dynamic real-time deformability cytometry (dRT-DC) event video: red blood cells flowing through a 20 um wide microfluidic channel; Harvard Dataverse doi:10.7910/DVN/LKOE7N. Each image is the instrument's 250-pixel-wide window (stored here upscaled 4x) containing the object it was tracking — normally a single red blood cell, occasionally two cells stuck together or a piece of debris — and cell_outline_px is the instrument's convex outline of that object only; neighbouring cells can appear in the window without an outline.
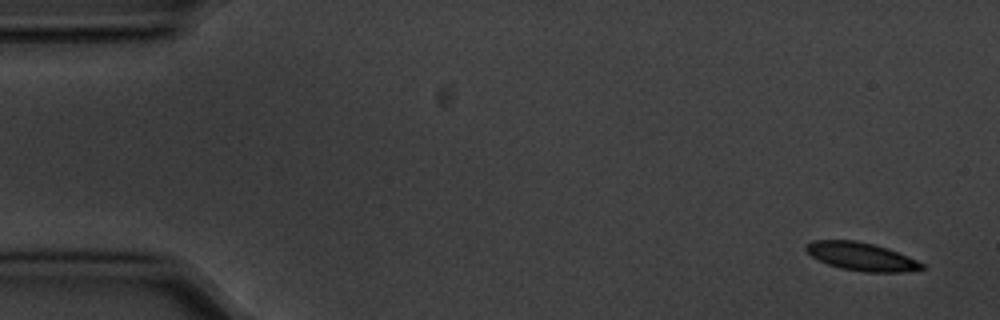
{"species": "common noctule bat (a hibernating species)", "species_latin": "Nyctalus noctula", "temperature_condition": "cold", "stored_images_in_passage": 5, "camera_frame_rate_fps": 3000, "um_per_image_px": 0.085, "animal": {"sex": "male", "body_mass_g": 20.1, "forearm_length_mm": 53.5}, "frame": {"image": 1, "passage_image": 1, "time_ms": 0.0, "image_size_px": [1000, 320], "cell_outline_px": [[924, 268], [900, 272], [864, 272], [840, 268], [828, 264], [812, 256], [804, 248], [812, 240], [856, 240], [888, 248], [908, 256], [924, 264]], "centroid_in_image_um": [73.21, 21.8], "position_along_channel_um": 11.8, "area_um2": 18.79}}
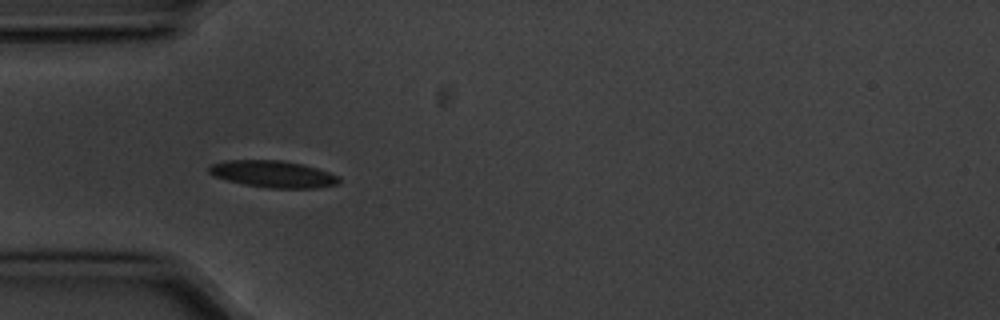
{"frame": {"image": 2, "passage_image": 4, "time_ms": 1.0, "image_size_px": [1000, 320], "cell_outline_px": [[340, 184], [316, 188], [268, 188], [244, 184], [212, 176], [208, 172], [208, 168], [212, 164], [228, 160], [280, 160], [300, 164], [316, 168], [328, 172], [336, 176], [340, 180]], "centroid_in_image_um": [23.19, 14.8], "position_along_channel_um": 61.8, "area_um2": 20.17}}